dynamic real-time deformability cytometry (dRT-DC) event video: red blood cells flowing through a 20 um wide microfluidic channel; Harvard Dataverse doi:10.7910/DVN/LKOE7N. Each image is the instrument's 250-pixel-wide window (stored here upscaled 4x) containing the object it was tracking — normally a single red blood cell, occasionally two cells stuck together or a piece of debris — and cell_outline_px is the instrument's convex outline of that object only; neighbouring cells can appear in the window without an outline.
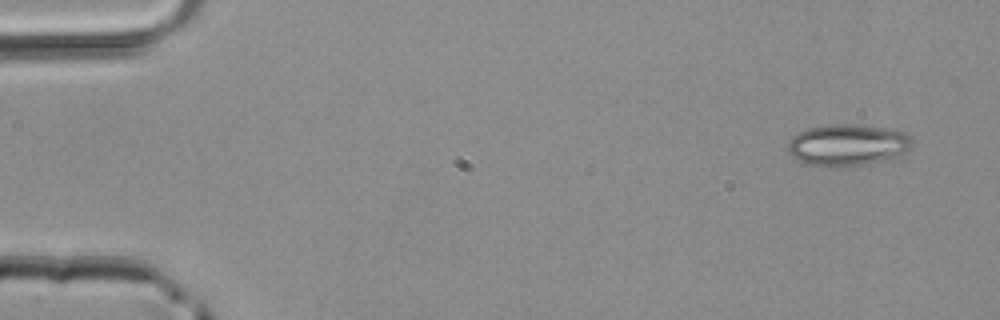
{"species": "common noctule bat (a hibernating species)", "species_latin": "Nyctalus noctula", "temperature_condition": "room temperature", "stored_images_in_passage": 3, "camera_frame_rate_fps": 3000, "um_per_image_px": 0.085, "animal": {"sex": "male", "body_mass_g": 20.4}, "frame": {"image": 1, "passage_image": 1, "time_ms": 0.0, "image_size_px": [1000, 320], "cell_outline_px": [[912, 148], [900, 156], [892, 160], [864, 164], [808, 164], [792, 156], [788, 152], [788, 140], [792, 136], [808, 128], [828, 124], [852, 124], [884, 128], [904, 132], [912, 136]], "centroid_in_image_um": [72.11, 12.29], "position_along_channel_um": 12.9, "area_um2": 29.77}}